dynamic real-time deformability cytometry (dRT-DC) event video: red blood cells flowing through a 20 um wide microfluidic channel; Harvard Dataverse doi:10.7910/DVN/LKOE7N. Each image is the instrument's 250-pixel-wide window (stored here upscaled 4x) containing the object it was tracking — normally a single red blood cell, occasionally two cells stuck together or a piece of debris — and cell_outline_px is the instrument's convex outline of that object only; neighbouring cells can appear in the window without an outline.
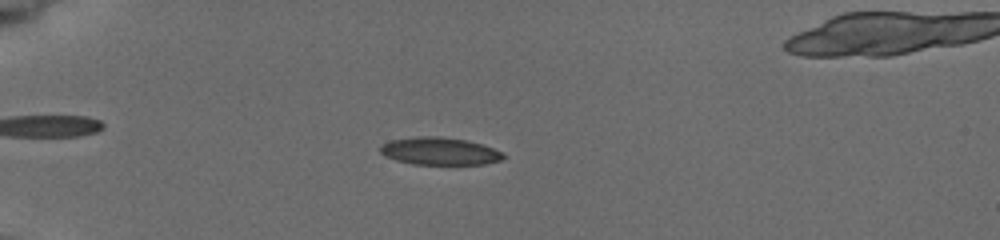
{"species": "common noctule bat (a hibernating species)", "species_latin": "Nyctalus noctula", "temperature_condition": "cold", "stored_images_in_passage": 25, "camera_frame_rate_fps": 3000, "um_per_image_px": 0.085, "animal": {"sex": "female", "body_mass_g": 19.5, "forearm_length_mm": 54.1}, "frame": {"image": 1, "passage_image": 13, "time_ms": 4.333, "image_size_px": [1000, 240], "cell_outline_px": [[504, 156], [500, 160], [484, 164], [412, 164], [396, 160], [384, 156], [380, 152], [380, 144], [392, 140], [416, 136], [440, 136], [468, 140], [484, 144], [504, 152]], "centroid_in_image_um": [37.37, 12.84], "position_along_channel_um": 47.6, "area_um2": 19.94}}
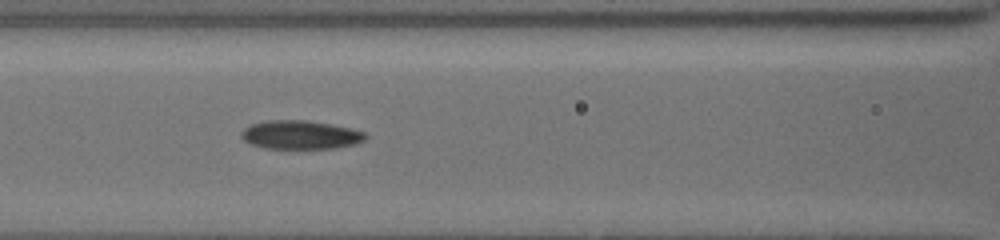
{"frame": {"image": 2, "passage_image": 22, "time_ms": 7.667, "image_size_px": [1000, 240], "cell_outline_px": [[368, 136], [364, 140], [356, 144], [336, 148], [264, 148], [252, 144], [244, 140], [240, 136], [240, 132], [244, 128], [252, 124], [268, 120], [304, 120], [332, 124], [352, 128], [364, 132]], "centroid_in_image_um": [25.55, 11.45], "position_along_channel_um": 141.0, "area_um2": 20.75}}
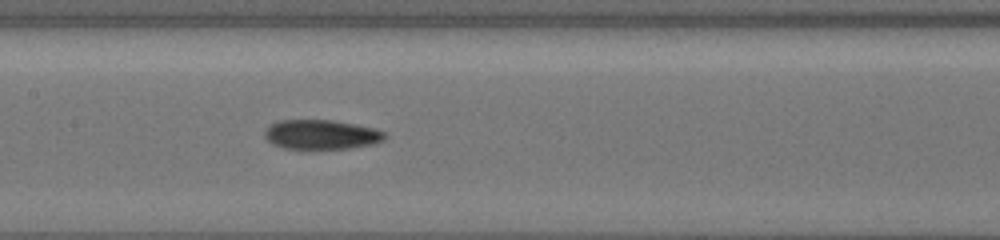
{"frame": {"image": 3, "passage_image": 25, "time_ms": 8.667, "image_size_px": [1000, 240], "cell_outline_px": [[388, 136], [384, 140], [372, 144], [348, 148], [284, 148], [272, 144], [264, 136], [264, 132], [272, 124], [280, 120], [332, 120], [376, 128], [384, 132]], "centroid_in_image_um": [27.34, 11.43], "position_along_channel_um": 180.1, "area_um2": 20.46}}